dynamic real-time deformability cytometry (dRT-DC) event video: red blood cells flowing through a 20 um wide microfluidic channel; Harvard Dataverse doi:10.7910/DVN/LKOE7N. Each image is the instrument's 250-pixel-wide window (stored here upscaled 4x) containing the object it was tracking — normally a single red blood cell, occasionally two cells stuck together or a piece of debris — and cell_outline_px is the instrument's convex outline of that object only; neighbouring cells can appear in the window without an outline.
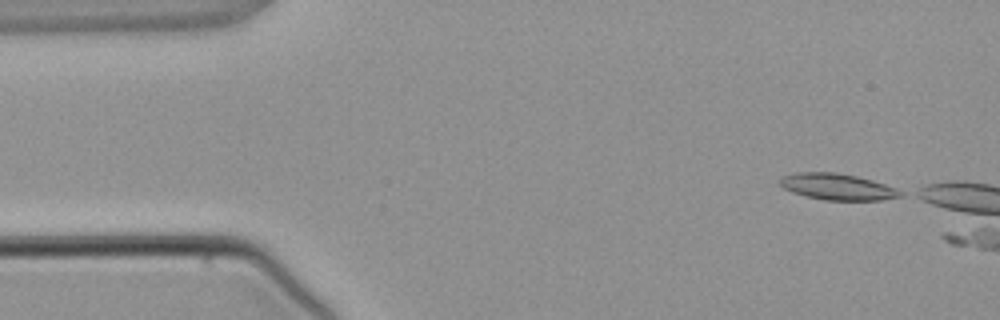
{"species": "common noctule bat (a hibernating species)", "species_latin": "Nyctalus noctula", "temperature_condition": "warm", "stored_images_in_passage": 3, "camera_frame_rate_fps": 3000, "um_per_image_px": 0.085, "animal": {"sex": "male", "body_mass_g": 21.5, "forearm_length_mm": 52.0}, "frame": {"image": 1, "passage_image": 1, "time_ms": 0.0, "image_size_px": [1000, 320], "cell_outline_px": [[904, 196], [880, 200], [824, 200], [804, 196], [792, 192], [784, 188], [776, 180], [784, 176], [796, 172], [836, 172], [856, 176], [872, 180], [896, 188], [904, 192]], "centroid_in_image_um": [71.17, 15.88], "position_along_channel_um": 13.8, "area_um2": 18.61}}